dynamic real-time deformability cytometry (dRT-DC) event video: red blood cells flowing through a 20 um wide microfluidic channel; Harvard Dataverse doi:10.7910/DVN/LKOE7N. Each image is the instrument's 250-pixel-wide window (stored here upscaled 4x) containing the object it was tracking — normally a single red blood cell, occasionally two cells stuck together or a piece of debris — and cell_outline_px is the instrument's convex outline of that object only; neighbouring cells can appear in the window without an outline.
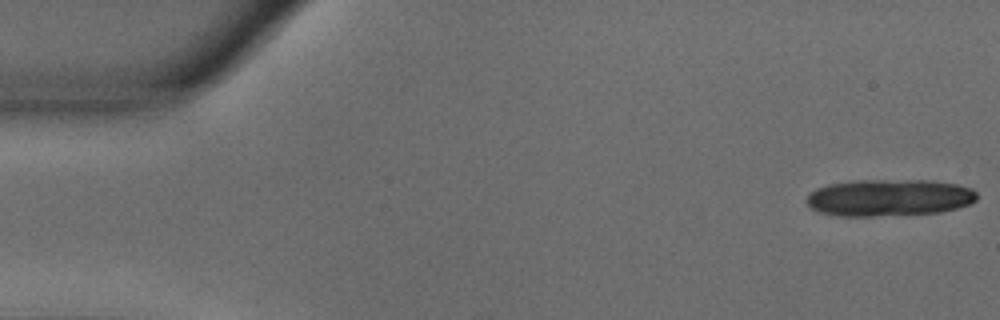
{"species": "common noctule bat (a hibernating species)", "species_latin": "Nyctalus noctula", "temperature_condition": "warm", "stored_images_in_passage": 14, "camera_frame_rate_fps": 3000, "um_per_image_px": 0.085, "animal": {"sex": "male", "body_mass_g": 18.8}, "frame": {"image": 1, "passage_image": 1, "time_ms": 0.0, "image_size_px": [1000, 320], "cell_outline_px": [[976, 200], [968, 204], [956, 208], [940, 212], [872, 216], [840, 216], [820, 212], [812, 208], [804, 200], [816, 188], [828, 184], [856, 180], [932, 180], [956, 184], [972, 188], [976, 192]], "centroid_in_image_um": [75.56, 16.79], "position_along_channel_um": 9.4, "area_um2": 36.59}}